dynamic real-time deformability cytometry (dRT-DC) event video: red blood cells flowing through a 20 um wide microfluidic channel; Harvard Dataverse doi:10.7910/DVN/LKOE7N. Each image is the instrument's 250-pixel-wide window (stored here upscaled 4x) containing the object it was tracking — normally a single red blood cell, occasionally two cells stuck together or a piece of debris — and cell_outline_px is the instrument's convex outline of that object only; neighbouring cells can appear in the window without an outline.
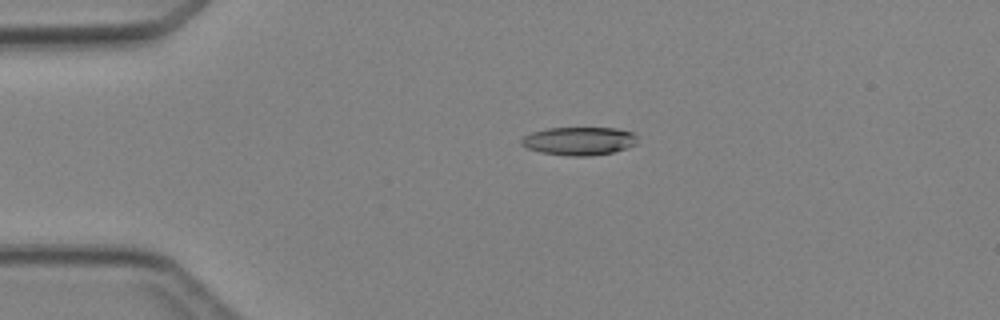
{"species": "Egyptian fruit bat (a non-hibernating species)", "species_latin": "Rousettus aegyptiacus", "temperature_condition": "cold", "stored_images_in_passage": 2, "camera_frame_rate_fps": 3000, "um_per_image_px": 0.085, "animal": {"sex": "female"}, "frame": {"image": 1, "passage_image": 2, "time_ms": 1.333, "image_size_px": [1000, 320], "cell_outline_px": [[636, 144], [612, 152], [588, 156], [568, 156], [540, 152], [528, 148], [520, 144], [520, 140], [524, 136], [532, 132], [548, 128], [616, 128], [636, 132]], "centroid_in_image_um": [49.21, 11.98], "position_along_channel_um": 35.8, "area_um2": 19.07}}